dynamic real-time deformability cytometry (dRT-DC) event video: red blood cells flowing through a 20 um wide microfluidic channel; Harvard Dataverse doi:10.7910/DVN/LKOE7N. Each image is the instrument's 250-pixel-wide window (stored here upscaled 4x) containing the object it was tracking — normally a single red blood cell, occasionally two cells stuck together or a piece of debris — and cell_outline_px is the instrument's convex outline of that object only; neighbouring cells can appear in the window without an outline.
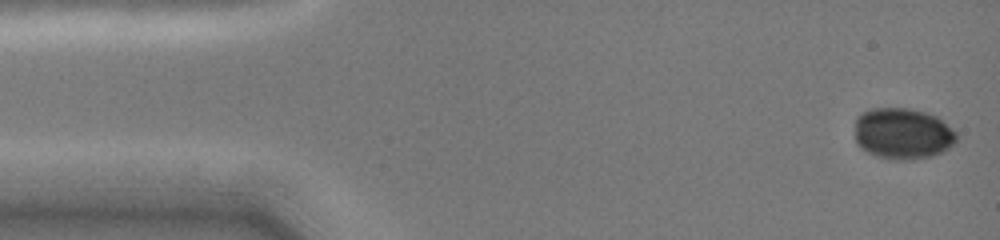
{"species": "common noctule bat (a hibernating species)", "species_latin": "Nyctalus noctula", "temperature_condition": "cold", "stored_images_in_passage": 11, "camera_frame_rate_fps": 3000, "um_per_image_px": 0.085, "animal": {"sex": "female", "body_mass_g": 19.0, "forearm_length_mm": 51.5}, "frame": {"image": 1, "passage_image": 1, "time_ms": 0.0, "image_size_px": [1000, 240], "cell_outline_px": [[956, 140], [944, 152], [932, 156], [908, 160], [896, 160], [880, 156], [868, 152], [860, 148], [856, 140], [856, 116], [872, 108], [908, 108], [928, 112], [940, 116], [956, 132]], "centroid_in_image_um": [76.77, 11.34], "position_along_channel_um": 8.2, "area_um2": 30.58}}
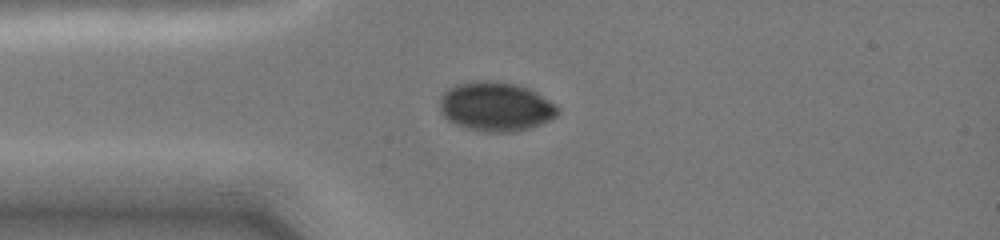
{"frame": {"image": 2, "passage_image": 7, "time_ms": 3.333, "image_size_px": [1000, 240], "cell_outline_px": [[560, 112], [552, 120], [528, 128], [512, 132], [484, 132], [464, 128], [448, 120], [440, 112], [440, 96], [448, 88], [456, 84], [480, 80], [492, 80], [516, 84], [528, 88], [536, 92], [556, 104], [560, 108]], "centroid_in_image_um": [42.14, 9.06], "position_along_channel_um": 42.9, "area_um2": 34.22}}
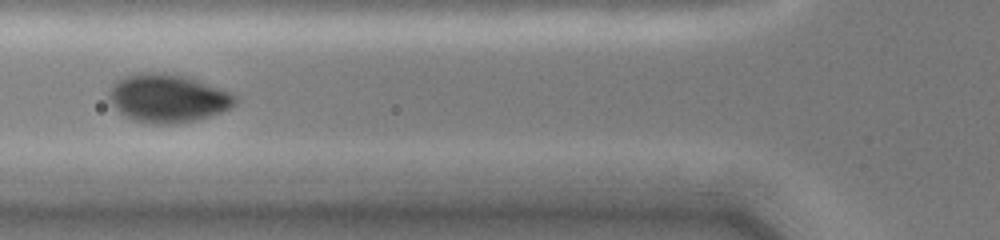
{"frame": {"image": 3, "passage_image": 10, "time_ms": 5.333, "image_size_px": [1000, 240], "cell_outline_px": [[240, 96], [236, 104], [232, 108], [196, 120], [180, 124], [148, 124], [132, 120], [124, 116], [108, 100], [108, 92], [116, 80], [136, 72], [172, 72], [188, 76], [232, 92]], "centroid_in_image_um": [14.29, 8.34], "position_along_channel_um": 111.5, "area_um2": 36.41}}